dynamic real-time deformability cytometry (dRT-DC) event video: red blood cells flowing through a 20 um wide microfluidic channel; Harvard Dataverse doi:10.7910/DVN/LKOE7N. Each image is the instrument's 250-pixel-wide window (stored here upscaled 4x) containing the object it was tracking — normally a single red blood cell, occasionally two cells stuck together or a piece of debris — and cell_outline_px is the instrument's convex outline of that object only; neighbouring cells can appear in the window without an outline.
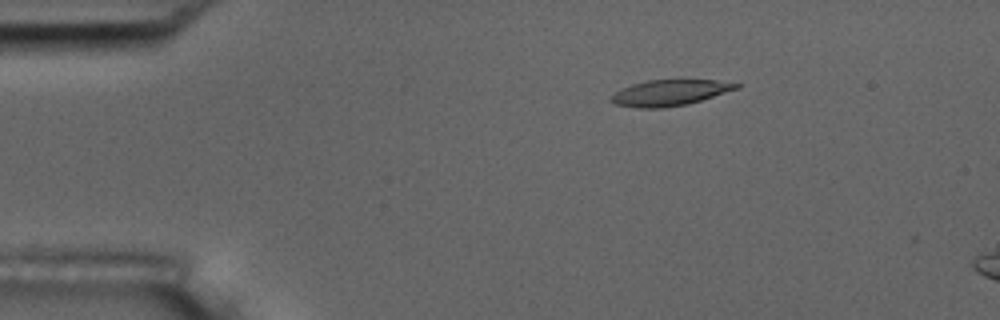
{"species": "common noctule bat (a hibernating species)", "species_latin": "Nyctalus noctula", "temperature_condition": "room temperature", "stored_images_in_passage": 5, "camera_frame_rate_fps": 3000, "um_per_image_px": 0.085, "animal": {"sex": "male", "body_mass_g": 17.5, "forearm_length_mm": 52.3}, "frame": {"image": 1, "passage_image": 3, "time_ms": 2.333, "image_size_px": [1000, 320], "cell_outline_px": [[740, 88], [688, 104], [664, 108], [636, 108], [616, 104], [608, 100], [608, 96], [632, 84], [648, 80], [680, 76], [716, 80], [740, 84]], "centroid_in_image_um": [56.95, 7.83], "position_along_channel_um": 28.0, "area_um2": 19.88}}